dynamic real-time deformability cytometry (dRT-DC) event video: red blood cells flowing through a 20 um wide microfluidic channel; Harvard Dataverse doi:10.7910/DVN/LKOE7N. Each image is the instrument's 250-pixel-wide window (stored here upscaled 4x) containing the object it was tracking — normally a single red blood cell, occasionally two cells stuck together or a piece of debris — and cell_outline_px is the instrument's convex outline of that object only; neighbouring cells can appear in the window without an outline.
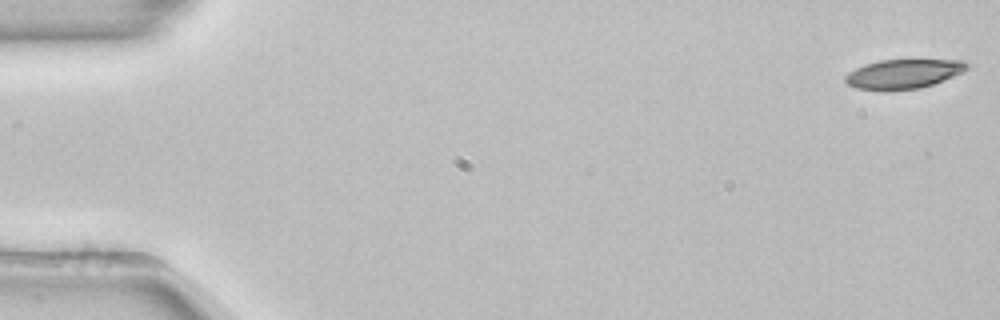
{"species": "common noctule bat (a hibernating species)", "species_latin": "Nyctalus noctula", "temperature_condition": "room temperature", "stored_images_in_passage": 53, "camera_frame_rate_fps": 3000, "um_per_image_px": 0.085, "animal": {"sex": "female", "body_mass_g": 22.7, "forearm_length_mm": 54.2}, "frame": {"image": 1, "passage_image": 1, "time_ms": 0.0, "image_size_px": [1000, 320], "cell_outline_px": [[968, 68], [952, 76], [932, 84], [920, 88], [888, 92], [884, 92], [856, 88], [848, 84], [844, 80], [844, 76], [848, 72], [864, 64], [880, 60], [964, 60], [968, 64]], "centroid_in_image_um": [76.71, 6.3], "position_along_channel_um": 8.3, "area_um2": 20.98}}
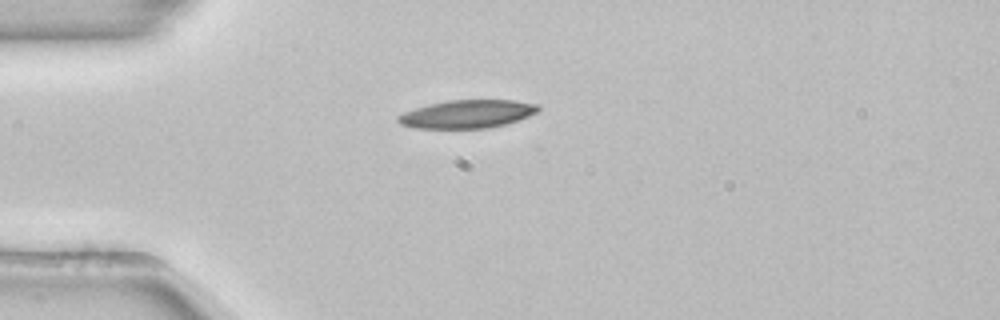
{"frame": {"image": 2, "passage_image": 14, "time_ms": 4.333, "image_size_px": [1000, 320], "cell_outline_px": [[540, 108], [536, 112], [528, 116], [504, 124], [488, 128], [416, 128], [400, 124], [396, 120], [396, 116], [404, 112], [428, 104], [448, 100], [512, 100], [536, 104]], "centroid_in_image_um": [39.66, 9.69], "position_along_channel_um": 45.3, "area_um2": 22.77}}
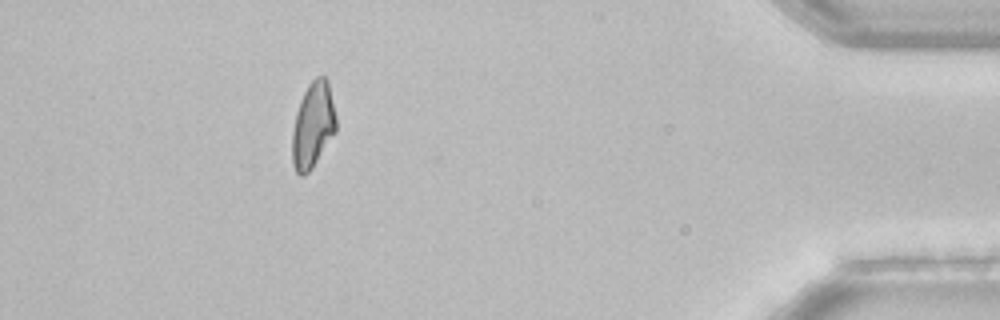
{"frame": {"image": 3, "passage_image": 48, "time_ms": 15.667, "image_size_px": [1000, 320], "cell_outline_px": [[336, 132], [312, 168], [308, 172], [300, 176], [296, 172], [292, 164], [292, 132], [296, 112], [300, 100], [308, 84], [316, 76], [324, 76], [328, 80], [336, 116]], "centroid_in_image_um": [26.6, 10.63], "position_along_channel_um": 408.6, "area_um2": 22.02}, "authors_computed_cell_mechanics": {"area_um2": 22.3108, "velocity_mm_per_s": 3.8752, "shape_relaxation_time_tau1_ms": 4.0012, "shape_relaxation_time_tau2_ms": null, "deformation_change_tau1": 0.1389, "deformation_change_tau2": null}}